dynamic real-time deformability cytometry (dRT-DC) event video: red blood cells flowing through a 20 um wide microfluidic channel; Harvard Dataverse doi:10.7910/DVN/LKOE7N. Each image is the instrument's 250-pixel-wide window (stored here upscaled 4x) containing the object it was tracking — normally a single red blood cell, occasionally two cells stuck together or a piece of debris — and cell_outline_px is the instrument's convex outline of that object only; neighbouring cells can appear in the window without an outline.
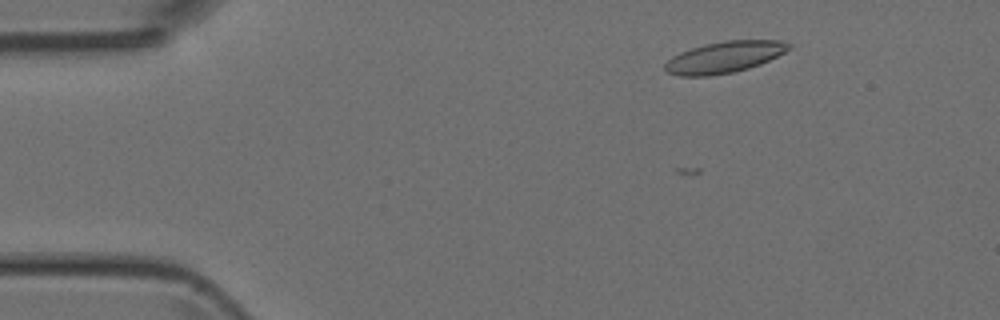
{"species": "Egyptian fruit bat (a non-hibernating species)", "species_latin": "Rousettus aegyptiacus", "temperature_condition": "room temperature", "stored_images_in_passage": 5, "camera_frame_rate_fps": 3000, "um_per_image_px": 0.085, "animal": {"sex": "female"}, "frame": {"image": 1, "passage_image": 5, "time_ms": 1.333, "image_size_px": [1000, 320], "cell_outline_px": [[792, 48], [760, 64], [748, 68], [732, 72], [708, 76], [680, 76], [668, 72], [664, 68], [664, 64], [672, 56], [680, 52], [704, 44], [724, 40], [780, 40], [792, 44]], "centroid_in_image_um": [61.57, 4.84], "position_along_channel_um": 23.4, "area_um2": 22.6}}